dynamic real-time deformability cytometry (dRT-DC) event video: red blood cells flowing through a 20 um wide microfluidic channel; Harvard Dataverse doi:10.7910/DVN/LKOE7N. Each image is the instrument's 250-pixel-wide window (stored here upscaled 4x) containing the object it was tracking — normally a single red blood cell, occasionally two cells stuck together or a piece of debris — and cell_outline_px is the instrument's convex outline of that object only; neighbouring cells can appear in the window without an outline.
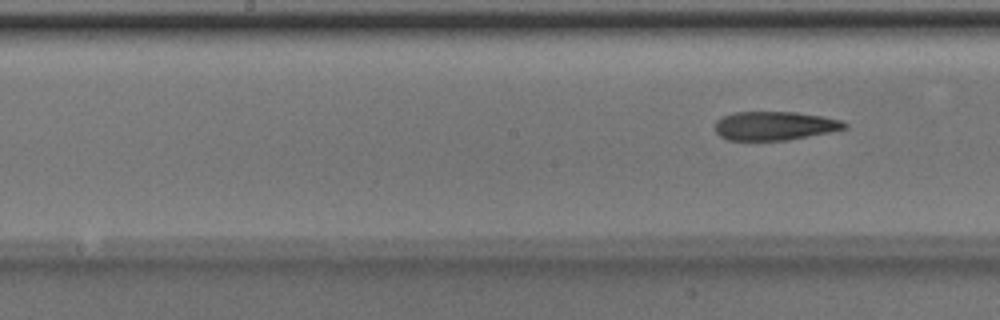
{"species": "Egyptian fruit bat (a non-hibernating species)", "species_latin": "Rousettus aegyptiacus", "temperature_condition": "room temperature", "stored_images_in_passage": 7, "camera_frame_rate_fps": 3000, "um_per_image_px": 0.085, "animal": {"sex": "male"}, "frame": {"image": 1, "passage_image": 7, "time_ms": 2.0, "image_size_px": [1000, 320], "cell_outline_px": [[848, 128], [828, 132], [784, 140], [728, 140], [720, 136], [716, 132], [716, 120], [732, 112], [796, 112], [820, 116], [840, 120], [848, 124]], "centroid_in_image_um": [65.82, 10.68], "position_along_channel_um": 182.4, "area_um2": 21.44}}